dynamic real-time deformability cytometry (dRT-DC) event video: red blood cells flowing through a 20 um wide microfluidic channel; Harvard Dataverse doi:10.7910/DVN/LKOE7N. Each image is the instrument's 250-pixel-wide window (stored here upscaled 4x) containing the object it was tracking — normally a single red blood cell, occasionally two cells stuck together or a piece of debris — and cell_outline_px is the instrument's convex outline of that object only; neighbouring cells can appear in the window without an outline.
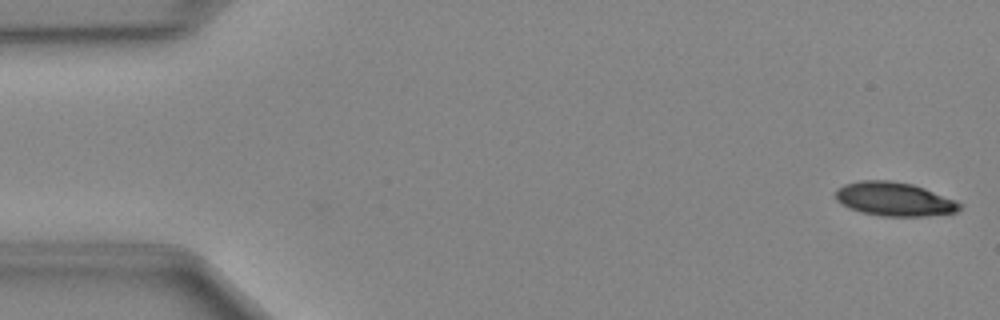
{"species": "Egyptian fruit bat (a non-hibernating species)", "species_latin": "Rousettus aegyptiacus", "temperature_condition": "cold", "stored_images_in_passage": 48, "camera_frame_rate_fps": 3000, "um_per_image_px": 0.085, "animal": {"sex": "female"}, "frame": {"image": 1, "passage_image": 1, "time_ms": 0.0, "image_size_px": [1000, 320], "cell_outline_px": [[964, 204], [956, 212], [928, 216], [880, 216], [860, 212], [848, 208], [840, 204], [836, 200], [836, 188], [844, 184], [860, 180], [888, 180], [912, 184], [924, 188], [956, 200]], "centroid_in_image_um": [75.99, 16.93], "position_along_channel_um": 9.0, "area_um2": 24.68}}
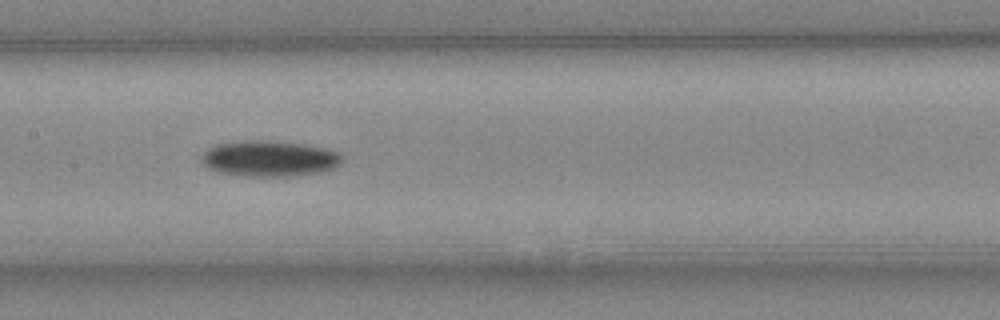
{"frame": {"image": 2, "passage_image": 23, "time_ms": 7.333, "image_size_px": [1000, 320], "cell_outline_px": [[340, 164], [324, 172], [292, 176], [244, 176], [220, 172], [208, 168], [204, 164], [204, 152], [208, 148], [216, 144], [244, 140], [268, 140], [300, 144], [324, 148], [340, 152]], "centroid_in_image_um": [22.91, 13.48], "position_along_channel_um": 184.5, "area_um2": 29.13}}
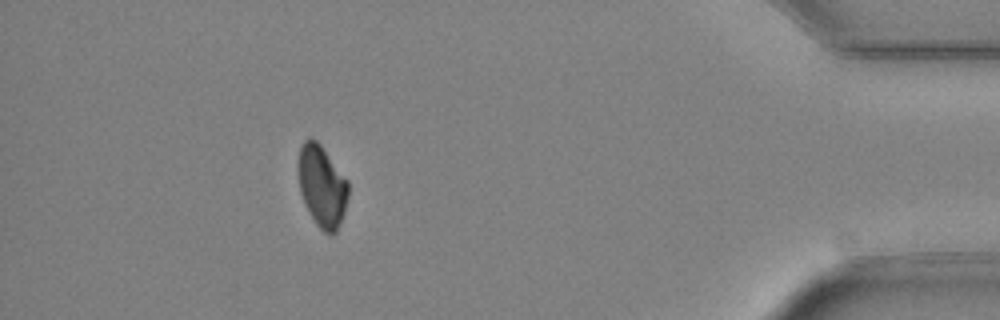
{"frame": {"image": 3, "passage_image": 43, "time_ms": 14.0, "image_size_px": [1000, 320], "cell_outline_px": [[348, 196], [344, 212], [336, 232], [332, 236], [324, 232], [316, 224], [300, 192], [296, 168], [296, 164], [300, 144], [304, 140], [316, 140], [320, 144], [348, 180]], "centroid_in_image_um": [27.34, 15.8], "position_along_channel_um": 407.9, "area_um2": 23.87}}